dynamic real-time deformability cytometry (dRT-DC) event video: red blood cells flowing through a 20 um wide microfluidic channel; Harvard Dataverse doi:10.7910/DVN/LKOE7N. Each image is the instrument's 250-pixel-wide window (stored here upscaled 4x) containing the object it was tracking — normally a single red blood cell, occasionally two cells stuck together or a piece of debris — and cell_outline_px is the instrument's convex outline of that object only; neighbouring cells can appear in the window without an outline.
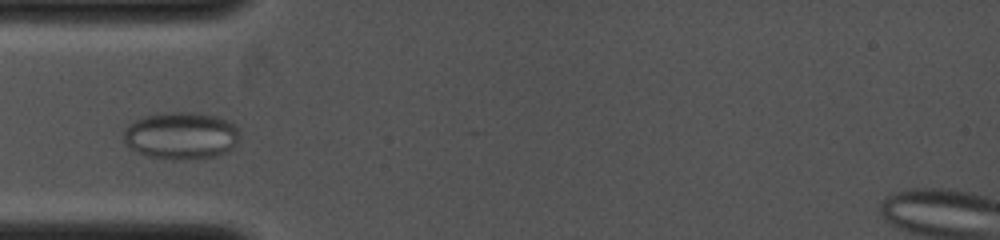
{"species": "common noctule bat (a hibernating species)", "species_latin": "Nyctalus noctula", "temperature_condition": "cold", "stored_images_in_passage": 12, "camera_frame_rate_fps": 4000, "um_per_image_px": 0.085, "animal": {"sex": "female", "body_mass_g": 19.0, "forearm_length_mm": 53.3}, "frame": {"image": 1, "passage_image": 4, "time_ms": 2.0, "image_size_px": [1000, 240], "cell_outline_px": [[236, 144], [232, 148], [216, 156], [148, 156], [132, 148], [124, 140], [124, 132], [128, 124], [144, 116], [156, 112], [196, 112], [216, 116], [228, 120], [236, 124]], "centroid_in_image_um": [15.38, 11.44], "position_along_channel_um": 69.6, "area_um2": 30.75}}
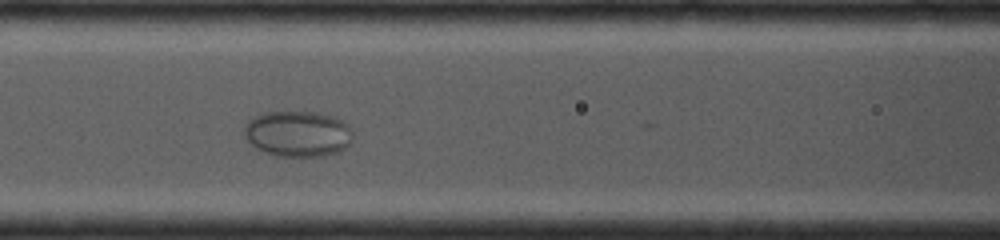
{"frame": {"image": 2, "passage_image": 8, "time_ms": 3.5, "image_size_px": [1000, 240], "cell_outline_px": [[352, 136], [348, 144], [344, 148], [336, 152], [320, 156], [276, 156], [260, 152], [244, 136], [244, 128], [248, 120], [264, 112], [320, 112], [336, 116], [348, 124], [352, 132]], "centroid_in_image_um": [25.3, 11.36], "position_along_channel_um": 141.3, "area_um2": 29.19}}
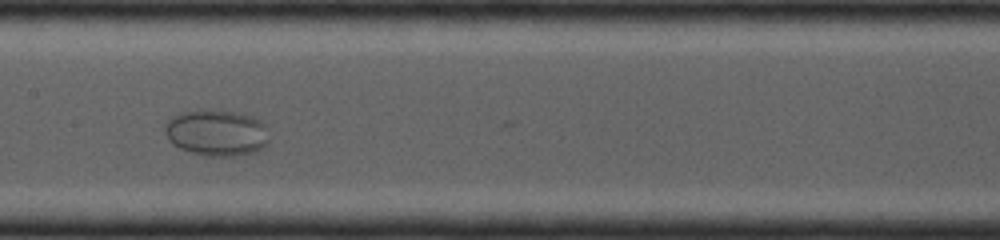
{"frame": {"image": 3, "passage_image": 11, "time_ms": 4.5, "image_size_px": [1000, 240], "cell_outline_px": [[268, 140], [256, 152], [232, 156], [204, 156], [180, 148], [172, 144], [164, 128], [164, 124], [172, 116], [180, 112], [196, 108], [212, 108], [252, 116], [260, 120], [264, 124]], "centroid_in_image_um": [18.36, 11.25], "position_along_channel_um": 189.0, "area_um2": 28.32}}